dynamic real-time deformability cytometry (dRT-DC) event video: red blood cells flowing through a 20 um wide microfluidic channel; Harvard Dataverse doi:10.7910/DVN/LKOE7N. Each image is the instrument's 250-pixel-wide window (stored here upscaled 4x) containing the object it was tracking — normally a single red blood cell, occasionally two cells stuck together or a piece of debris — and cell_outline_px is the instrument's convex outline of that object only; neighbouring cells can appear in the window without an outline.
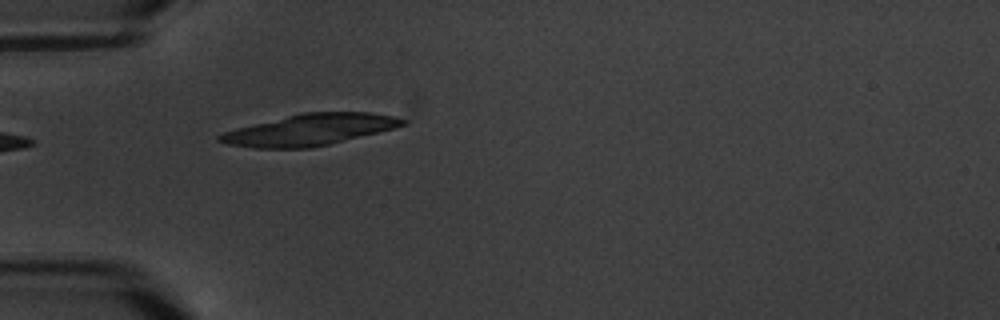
{"species": "common noctule bat (a hibernating species)", "species_latin": "Nyctalus noctula", "temperature_condition": "warm", "stored_images_in_passage": 6, "camera_frame_rate_fps": 3000, "um_per_image_px": 0.085, "animal": {"sex": "male", "body_mass_g": 20.1, "forearm_length_mm": 53.5}, "frame": {"image": 1, "passage_image": 6, "time_ms": 6.0, "image_size_px": [1000, 320], "cell_outline_px": [[408, 124], [396, 128], [312, 148], [252, 148], [228, 144], [216, 140], [216, 136], [224, 132], [236, 128], [300, 112], [372, 112], [392, 116], [408, 120]], "centroid_in_image_um": [26.33, 11.02], "position_along_channel_um": 58.7, "area_um2": 33.58}}